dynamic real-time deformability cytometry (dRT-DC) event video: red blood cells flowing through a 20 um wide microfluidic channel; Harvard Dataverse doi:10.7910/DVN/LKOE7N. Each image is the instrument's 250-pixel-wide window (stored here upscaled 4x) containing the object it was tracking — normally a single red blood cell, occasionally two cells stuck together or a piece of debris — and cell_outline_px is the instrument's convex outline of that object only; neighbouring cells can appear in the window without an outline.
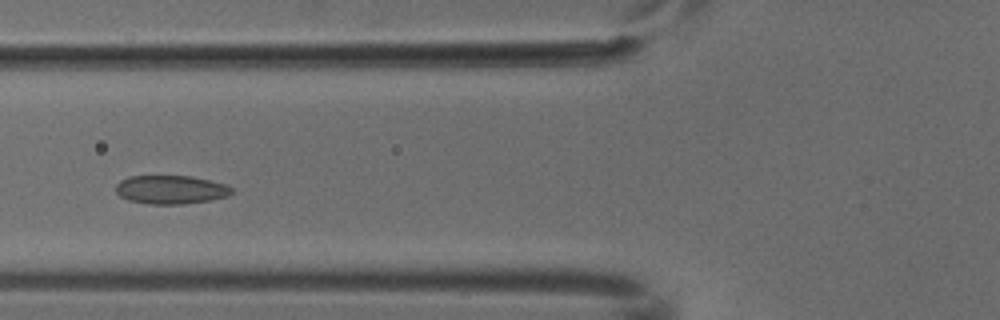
{"species": "common noctule bat (a hibernating species)", "species_latin": "Nyctalus noctula", "temperature_condition": "cold", "stored_images_in_passage": 3, "camera_frame_rate_fps": 3000, "um_per_image_px": 0.085, "animal": {"sex": "male", "body_mass_g": 18.8}, "frame": {"image": 1, "passage_image": 3, "time_ms": 0.667, "image_size_px": [1000, 320], "cell_outline_px": [[232, 192], [228, 196], [208, 200], [180, 204], [148, 204], [128, 200], [120, 196], [116, 192], [116, 184], [120, 180], [128, 176], [192, 176], [224, 184], [232, 188]], "centroid_in_image_um": [14.47, 16.11], "position_along_channel_um": 111.3, "area_um2": 19.19}}